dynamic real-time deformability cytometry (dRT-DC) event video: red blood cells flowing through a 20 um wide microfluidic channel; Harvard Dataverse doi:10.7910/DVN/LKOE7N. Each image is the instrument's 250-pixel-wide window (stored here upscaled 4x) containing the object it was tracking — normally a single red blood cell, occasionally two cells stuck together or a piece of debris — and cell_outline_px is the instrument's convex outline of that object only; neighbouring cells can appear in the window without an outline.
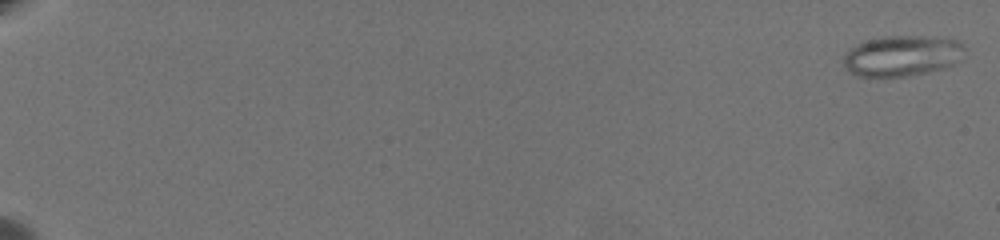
{"species": "common noctule bat (a hibernating species)", "species_latin": "Nyctalus noctula", "temperature_condition": "warm", "stored_images_in_passage": 67, "camera_frame_rate_fps": 3000, "um_per_image_px": 0.085, "animal": {"sex": "female", "body_mass_g": 19.5, "forearm_length_mm": 54.1}, "frame": {"image": 1, "passage_image": 2, "time_ms": 0.333, "image_size_px": [1000, 240], "cell_outline_px": [[964, 48], [960, 60], [944, 68], [928, 72], [908, 76], [856, 76], [844, 68], [844, 56], [856, 44], [868, 40], [884, 36], [948, 36], [960, 40], [964, 44]], "centroid_in_image_um": [76.73, 4.72], "position_along_channel_um": 8.3, "area_um2": 29.02}}
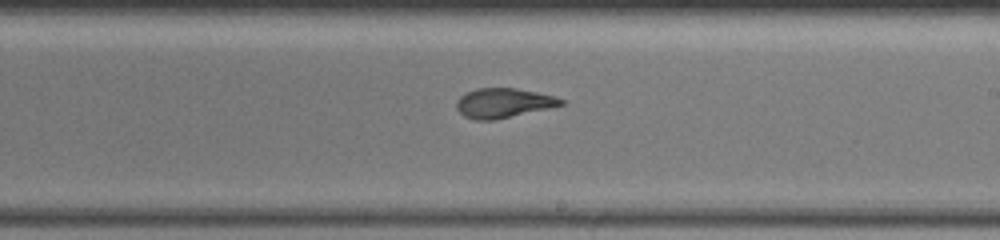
{"frame": {"image": 2, "passage_image": 44, "time_ms": 14.333, "image_size_px": [1000, 240], "cell_outline_px": [[564, 104], [548, 108], [496, 120], [476, 120], [464, 116], [456, 108], [456, 100], [460, 96], [476, 88], [516, 88], [536, 92], [552, 96], [564, 100]], "centroid_in_image_um": [42.75, 8.76], "position_along_channel_um": 246.3, "area_um2": 17.86}}
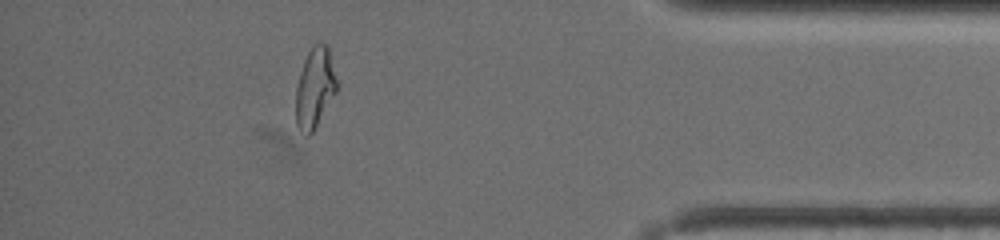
{"frame": {"image": 3, "passage_image": 61, "time_ms": 20.0, "image_size_px": [1000, 240], "cell_outline_px": [[336, 92], [312, 132], [308, 136], [304, 136], [300, 132], [296, 124], [296, 88], [300, 72], [304, 60], [312, 44], [328, 44], [336, 80]], "centroid_in_image_um": [26.74, 7.47], "position_along_channel_um": 408.5, "area_um2": 18.9}, "authors_computed_cell_mechanics": {"area_um2": 20.6346, "velocity_mm_per_s": 3.3919, "shape_relaxation_time_tau1_ms": null, "shape_relaxation_time_tau2_ms": 1.5106, "deformation_change_tau1": null, "deformation_change_tau2": 0.0905}}